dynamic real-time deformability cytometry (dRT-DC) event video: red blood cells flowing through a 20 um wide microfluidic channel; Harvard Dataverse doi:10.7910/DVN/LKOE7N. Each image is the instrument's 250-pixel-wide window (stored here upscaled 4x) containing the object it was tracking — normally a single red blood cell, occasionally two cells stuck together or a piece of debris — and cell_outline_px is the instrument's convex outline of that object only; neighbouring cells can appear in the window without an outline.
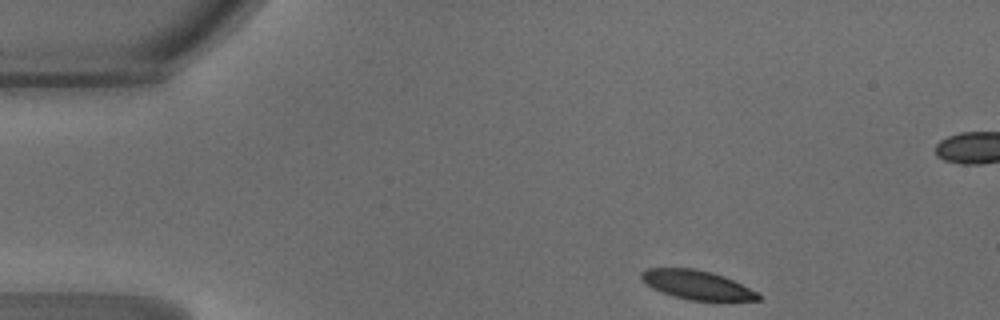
{"species": "common noctule bat (a hibernating species)", "species_latin": "Nyctalus noctula", "temperature_condition": "warm", "stored_images_in_passage": 42, "camera_frame_rate_fps": 3000, "um_per_image_px": 0.085, "animal": {"sex": "male", "body_mass_g": 18.8}, "frame": {"image": 1, "passage_image": 1, "time_ms": 0.0, "image_size_px": [1000, 320], "cell_outline_px": [[760, 300], [688, 300], [652, 288], [640, 276], [640, 272], [648, 268], [696, 268], [712, 272], [724, 276], [756, 292], [760, 296]], "centroid_in_image_um": [59.22, 24.19], "position_along_channel_um": 25.8, "area_um2": 19.31}}
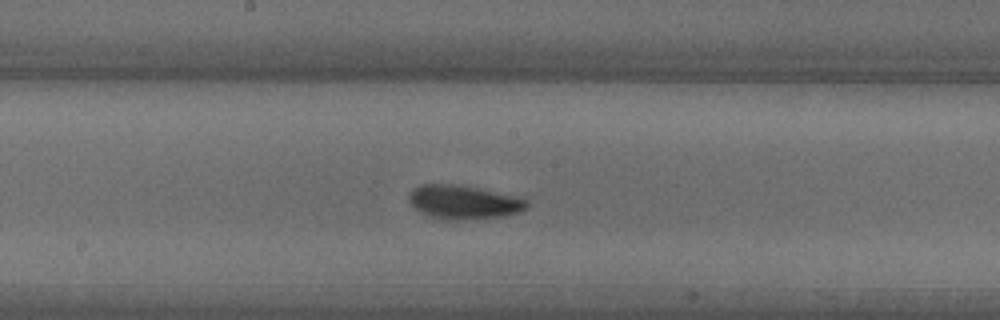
{"frame": {"image": 2, "passage_image": 19, "time_ms": 6.0, "image_size_px": [1000, 320], "cell_outline_px": [[528, 208], [520, 212], [504, 216], [460, 220], [444, 220], [432, 216], [416, 208], [408, 200], [408, 196], [412, 188], [420, 184], [456, 184], [524, 196], [528, 200]], "centroid_in_image_um": [39.49, 17.16], "position_along_channel_um": 208.7, "area_um2": 23.58}}
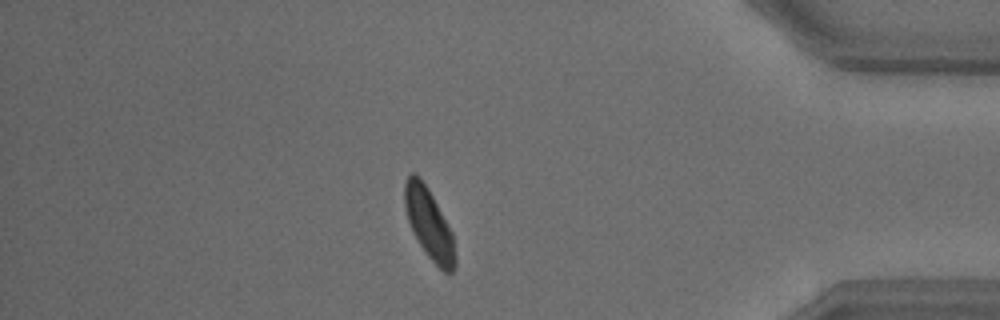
{"frame": {"image": 3, "passage_image": 35, "time_ms": 11.333, "image_size_px": [1000, 320], "cell_outline_px": [[456, 264], [452, 272], [444, 272], [428, 256], [412, 232], [408, 220], [404, 204], [404, 184], [408, 176], [412, 172], [428, 188], [452, 232], [456, 256]], "centroid_in_image_um": [36.47, 19.05], "position_along_channel_um": 398.7, "area_um2": 20.35}, "authors_computed_cell_mechanics": {"area_um2": 21.7617, "velocity_mm_per_s": 4.1979, "shape_relaxation_time_tau1_ms": 2.6275, "shape_relaxation_time_tau2_ms": 3.1576, "deformation_change_tau1": 0.113, "deformation_change_tau2": 0.0824}}